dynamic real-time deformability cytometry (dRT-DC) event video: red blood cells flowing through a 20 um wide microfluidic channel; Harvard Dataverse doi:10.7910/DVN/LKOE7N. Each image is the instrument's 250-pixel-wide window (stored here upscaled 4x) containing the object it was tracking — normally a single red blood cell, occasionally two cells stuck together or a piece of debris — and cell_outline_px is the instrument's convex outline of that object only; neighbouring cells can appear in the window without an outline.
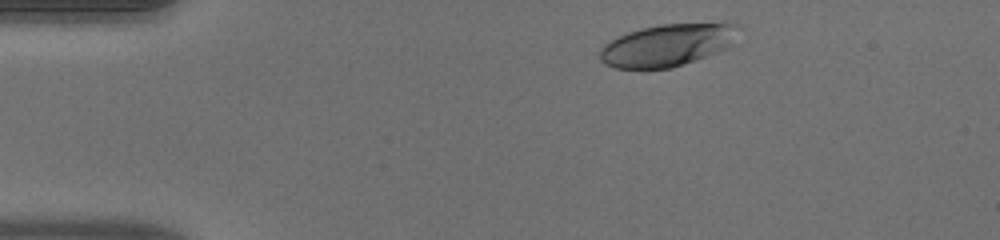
{"species": "human", "species_latin": "Homo sapiens", "temperature_condition": "warm", "stored_images_in_passage": 38, "camera_frame_rate_fps": 3000, "um_per_image_px": 0.085, "donor": {"sex": "male"}, "frame": {"image": 1, "passage_image": 3, "time_ms": 0.667, "image_size_px": [1000, 240], "cell_outline_px": [[740, 24], [728, 48], [696, 60], [672, 68], [616, 68], [604, 64], [600, 60], [600, 48], [604, 44], [628, 32], [660, 24]], "centroid_in_image_um": [56.68, 3.85], "position_along_channel_um": 28.3, "area_um2": 33.47}}
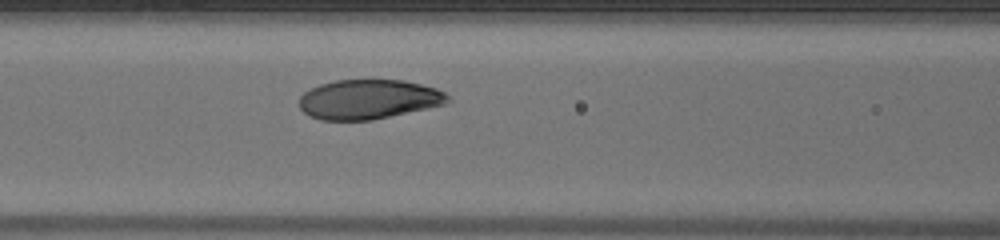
{"frame": {"image": 2, "passage_image": 16, "time_ms": 5.0, "image_size_px": [1000, 240], "cell_outline_px": [[452, 100], [448, 104], [372, 120], [320, 120], [308, 116], [300, 108], [300, 96], [304, 92], [320, 84], [336, 80], [404, 80], [436, 88], [444, 92]], "centroid_in_image_um": [31.35, 8.45], "position_along_channel_um": 135.2, "area_um2": 34.39}}
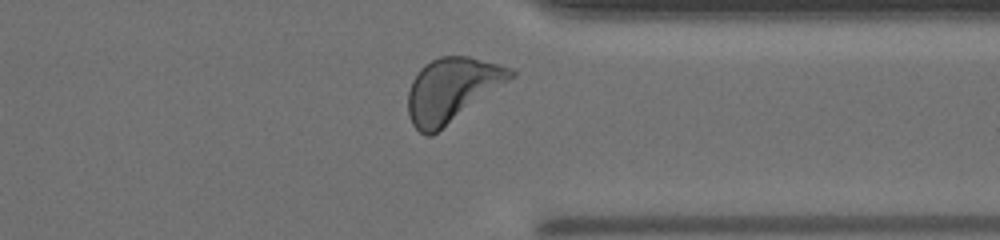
{"frame": {"image": 3, "passage_image": 34, "time_ms": 11.0, "image_size_px": [1000, 240], "cell_outline_px": [[516, 76], [432, 136], [428, 136], [420, 132], [412, 124], [408, 116], [408, 92], [412, 80], [420, 68], [424, 64], [440, 56], [468, 56], [500, 64], [512, 68], [516, 72]], "centroid_in_image_um": [38.41, 7.63], "position_along_channel_um": 373.0, "area_um2": 38.32}, "authors_computed_cell_mechanics": {"area_um2": 35.0846, "velocity_mm_per_s": 4.0041, "shape_relaxation_time_tau1_ms": 2.2581, "shape_relaxation_time_tau2_ms": null, "deformation_change_tau1": 0.1293, "deformation_change_tau2": null}}